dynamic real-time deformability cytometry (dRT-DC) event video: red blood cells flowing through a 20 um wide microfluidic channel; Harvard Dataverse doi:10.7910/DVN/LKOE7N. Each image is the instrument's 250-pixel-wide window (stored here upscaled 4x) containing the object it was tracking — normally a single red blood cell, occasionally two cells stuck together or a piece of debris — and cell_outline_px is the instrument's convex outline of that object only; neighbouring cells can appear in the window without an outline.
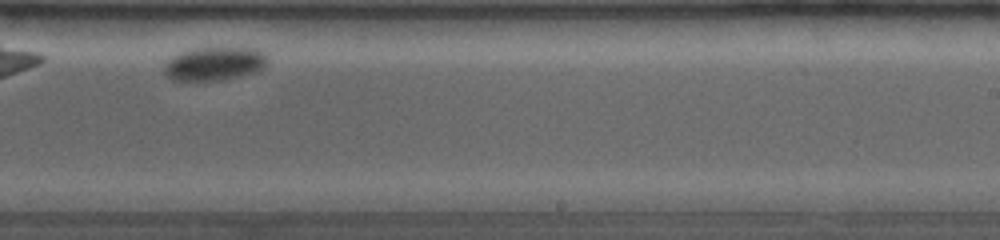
{"species": "common noctule bat (a hibernating species)", "species_latin": "Nyctalus noctula", "temperature_condition": "room temperature", "stored_images_in_passage": 25, "camera_frame_rate_fps": 4000, "um_per_image_px": 0.085, "animal": {"sex": "female", "body_mass_g": 19.0, "forearm_length_mm": 53.3}, "frame": {"image": 1, "passage_image": 18, "time_ms": 6.0, "image_size_px": [1000, 240], "cell_outline_px": [[268, 64], [264, 68], [256, 72], [224, 80], [172, 80], [164, 72], [164, 64], [172, 56], [180, 52], [196, 48], [256, 48], [268, 52]], "centroid_in_image_um": [18.3, 5.41], "position_along_channel_um": 270.7, "area_um2": 20.46}}
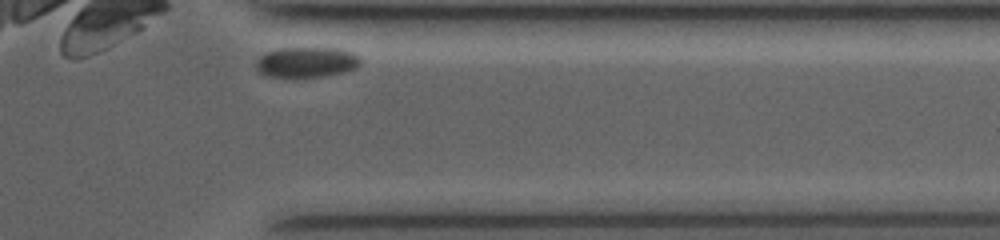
{"frame": {"image": 2, "passage_image": 25, "time_ms": 9.25, "image_size_px": [1000, 240], "cell_outline_px": [[360, 64], [356, 68], [344, 72], [324, 76], [268, 76], [260, 72], [256, 68], [256, 64], [260, 56], [276, 48], [340, 48], [352, 52], [360, 56]], "centroid_in_image_um": [26.1, 5.26], "position_along_channel_um": 385.3, "area_um2": 18.32}}